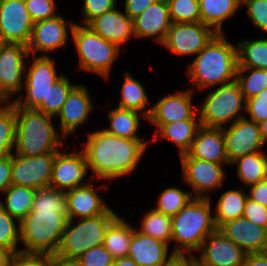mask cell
I'll return each mask as SVG.
<instances>
[{"instance_id": "d4e9b609", "label": "cell", "mask_w": 267, "mask_h": 266, "mask_svg": "<svg viewBox=\"0 0 267 266\" xmlns=\"http://www.w3.org/2000/svg\"><path fill=\"white\" fill-rule=\"evenodd\" d=\"M187 154L195 159L217 164H229L223 130L201 126Z\"/></svg>"}, {"instance_id": "74e56055", "label": "cell", "mask_w": 267, "mask_h": 266, "mask_svg": "<svg viewBox=\"0 0 267 266\" xmlns=\"http://www.w3.org/2000/svg\"><path fill=\"white\" fill-rule=\"evenodd\" d=\"M70 80L69 76L67 77L63 74L57 81H55L52 87H50V90L47 93L46 102H41L35 110L56 118L60 113L68 94L78 84H74Z\"/></svg>"}, {"instance_id": "60d3db41", "label": "cell", "mask_w": 267, "mask_h": 266, "mask_svg": "<svg viewBox=\"0 0 267 266\" xmlns=\"http://www.w3.org/2000/svg\"><path fill=\"white\" fill-rule=\"evenodd\" d=\"M0 246L20 251V222L0 206Z\"/></svg>"}, {"instance_id": "8fae6325", "label": "cell", "mask_w": 267, "mask_h": 266, "mask_svg": "<svg viewBox=\"0 0 267 266\" xmlns=\"http://www.w3.org/2000/svg\"><path fill=\"white\" fill-rule=\"evenodd\" d=\"M64 17L60 13L55 17L34 23L27 45L30 55L52 56L56 51L59 52L58 50L68 47L75 21L71 19L67 21Z\"/></svg>"}, {"instance_id": "c3c4849f", "label": "cell", "mask_w": 267, "mask_h": 266, "mask_svg": "<svg viewBox=\"0 0 267 266\" xmlns=\"http://www.w3.org/2000/svg\"><path fill=\"white\" fill-rule=\"evenodd\" d=\"M55 260L49 254L19 251L14 254L11 266H52Z\"/></svg>"}, {"instance_id": "11a10c76", "label": "cell", "mask_w": 267, "mask_h": 266, "mask_svg": "<svg viewBox=\"0 0 267 266\" xmlns=\"http://www.w3.org/2000/svg\"><path fill=\"white\" fill-rule=\"evenodd\" d=\"M243 266H267V251L247 254Z\"/></svg>"}, {"instance_id": "f907efd6", "label": "cell", "mask_w": 267, "mask_h": 266, "mask_svg": "<svg viewBox=\"0 0 267 266\" xmlns=\"http://www.w3.org/2000/svg\"><path fill=\"white\" fill-rule=\"evenodd\" d=\"M157 0H123V11L133 20Z\"/></svg>"}, {"instance_id": "ba28073f", "label": "cell", "mask_w": 267, "mask_h": 266, "mask_svg": "<svg viewBox=\"0 0 267 266\" xmlns=\"http://www.w3.org/2000/svg\"><path fill=\"white\" fill-rule=\"evenodd\" d=\"M207 90L201 91L207 95L198 104L201 126L222 129L246 116V100L236 80Z\"/></svg>"}, {"instance_id": "94428289", "label": "cell", "mask_w": 267, "mask_h": 266, "mask_svg": "<svg viewBox=\"0 0 267 266\" xmlns=\"http://www.w3.org/2000/svg\"><path fill=\"white\" fill-rule=\"evenodd\" d=\"M6 43L4 42L3 38L0 35V50L1 48L5 45Z\"/></svg>"}, {"instance_id": "cb8c5ba5", "label": "cell", "mask_w": 267, "mask_h": 266, "mask_svg": "<svg viewBox=\"0 0 267 266\" xmlns=\"http://www.w3.org/2000/svg\"><path fill=\"white\" fill-rule=\"evenodd\" d=\"M218 230L246 254L267 251V229L243 216L222 224Z\"/></svg>"}, {"instance_id": "ac0fdd59", "label": "cell", "mask_w": 267, "mask_h": 266, "mask_svg": "<svg viewBox=\"0 0 267 266\" xmlns=\"http://www.w3.org/2000/svg\"><path fill=\"white\" fill-rule=\"evenodd\" d=\"M222 130L229 164L239 157L261 152V149L265 148L259 124L246 117L236 120Z\"/></svg>"}, {"instance_id": "d6a6232c", "label": "cell", "mask_w": 267, "mask_h": 266, "mask_svg": "<svg viewBox=\"0 0 267 266\" xmlns=\"http://www.w3.org/2000/svg\"><path fill=\"white\" fill-rule=\"evenodd\" d=\"M134 224L119 215L106 231L103 246L113 258L128 257Z\"/></svg>"}, {"instance_id": "52a82bcc", "label": "cell", "mask_w": 267, "mask_h": 266, "mask_svg": "<svg viewBox=\"0 0 267 266\" xmlns=\"http://www.w3.org/2000/svg\"><path fill=\"white\" fill-rule=\"evenodd\" d=\"M71 41L78 53V70L91 72L109 82L113 65L123 49L77 22L73 26Z\"/></svg>"}, {"instance_id": "5b68a950", "label": "cell", "mask_w": 267, "mask_h": 266, "mask_svg": "<svg viewBox=\"0 0 267 266\" xmlns=\"http://www.w3.org/2000/svg\"><path fill=\"white\" fill-rule=\"evenodd\" d=\"M212 206L210 198H192L171 217L174 253L195 255L204 240L217 229Z\"/></svg>"}, {"instance_id": "6f0895ef", "label": "cell", "mask_w": 267, "mask_h": 266, "mask_svg": "<svg viewBox=\"0 0 267 266\" xmlns=\"http://www.w3.org/2000/svg\"><path fill=\"white\" fill-rule=\"evenodd\" d=\"M112 266H139L132 258L121 257L113 260Z\"/></svg>"}, {"instance_id": "f5cc1de1", "label": "cell", "mask_w": 267, "mask_h": 266, "mask_svg": "<svg viewBox=\"0 0 267 266\" xmlns=\"http://www.w3.org/2000/svg\"><path fill=\"white\" fill-rule=\"evenodd\" d=\"M247 189L250 199L267 207V179L251 185Z\"/></svg>"}, {"instance_id": "db71d44e", "label": "cell", "mask_w": 267, "mask_h": 266, "mask_svg": "<svg viewBox=\"0 0 267 266\" xmlns=\"http://www.w3.org/2000/svg\"><path fill=\"white\" fill-rule=\"evenodd\" d=\"M162 266H196V262L194 255L175 253Z\"/></svg>"}, {"instance_id": "f35d334b", "label": "cell", "mask_w": 267, "mask_h": 266, "mask_svg": "<svg viewBox=\"0 0 267 266\" xmlns=\"http://www.w3.org/2000/svg\"><path fill=\"white\" fill-rule=\"evenodd\" d=\"M158 195L153 209L171 217L193 198L189 190L185 191L178 186L167 187Z\"/></svg>"}, {"instance_id": "44dd1931", "label": "cell", "mask_w": 267, "mask_h": 266, "mask_svg": "<svg viewBox=\"0 0 267 266\" xmlns=\"http://www.w3.org/2000/svg\"><path fill=\"white\" fill-rule=\"evenodd\" d=\"M95 181L90 179L87 184L66 191L68 219L96 217L110 208L104 195L100 194V189H108L110 183L103 182L97 186L96 183L100 180Z\"/></svg>"}, {"instance_id": "d590c367", "label": "cell", "mask_w": 267, "mask_h": 266, "mask_svg": "<svg viewBox=\"0 0 267 266\" xmlns=\"http://www.w3.org/2000/svg\"><path fill=\"white\" fill-rule=\"evenodd\" d=\"M135 229L146 236L163 241L171 247L172 218L153 208L142 216L138 228Z\"/></svg>"}, {"instance_id": "bcb514c9", "label": "cell", "mask_w": 267, "mask_h": 266, "mask_svg": "<svg viewBox=\"0 0 267 266\" xmlns=\"http://www.w3.org/2000/svg\"><path fill=\"white\" fill-rule=\"evenodd\" d=\"M81 25H87L94 18L117 7V0H82Z\"/></svg>"}, {"instance_id": "7c38bea8", "label": "cell", "mask_w": 267, "mask_h": 266, "mask_svg": "<svg viewBox=\"0 0 267 266\" xmlns=\"http://www.w3.org/2000/svg\"><path fill=\"white\" fill-rule=\"evenodd\" d=\"M30 53L27 46L6 43L0 50V101L12 102L22 91L26 64Z\"/></svg>"}, {"instance_id": "1f68e13d", "label": "cell", "mask_w": 267, "mask_h": 266, "mask_svg": "<svg viewBox=\"0 0 267 266\" xmlns=\"http://www.w3.org/2000/svg\"><path fill=\"white\" fill-rule=\"evenodd\" d=\"M266 151L248 154L234 160L230 165L236 167V176L246 190L249 186L267 179Z\"/></svg>"}, {"instance_id": "4dcf8cb0", "label": "cell", "mask_w": 267, "mask_h": 266, "mask_svg": "<svg viewBox=\"0 0 267 266\" xmlns=\"http://www.w3.org/2000/svg\"><path fill=\"white\" fill-rule=\"evenodd\" d=\"M246 188L239 187L238 189H227L220 194L214 213V222L218 229L222 224L234 220L238 217H242L244 213V207L248 198V192Z\"/></svg>"}, {"instance_id": "f1b7e54d", "label": "cell", "mask_w": 267, "mask_h": 266, "mask_svg": "<svg viewBox=\"0 0 267 266\" xmlns=\"http://www.w3.org/2000/svg\"><path fill=\"white\" fill-rule=\"evenodd\" d=\"M201 22L217 34H223L225 21L236 17L242 8L240 0H198Z\"/></svg>"}, {"instance_id": "6da1fadb", "label": "cell", "mask_w": 267, "mask_h": 266, "mask_svg": "<svg viewBox=\"0 0 267 266\" xmlns=\"http://www.w3.org/2000/svg\"><path fill=\"white\" fill-rule=\"evenodd\" d=\"M67 220L65 191L51 186L35 190L32 209L20 222V251L54 256Z\"/></svg>"}, {"instance_id": "484cf974", "label": "cell", "mask_w": 267, "mask_h": 266, "mask_svg": "<svg viewBox=\"0 0 267 266\" xmlns=\"http://www.w3.org/2000/svg\"><path fill=\"white\" fill-rule=\"evenodd\" d=\"M163 241L141 234L134 229L128 257L139 266H162L175 253Z\"/></svg>"}, {"instance_id": "f546056e", "label": "cell", "mask_w": 267, "mask_h": 266, "mask_svg": "<svg viewBox=\"0 0 267 266\" xmlns=\"http://www.w3.org/2000/svg\"><path fill=\"white\" fill-rule=\"evenodd\" d=\"M122 80L120 98L115 106L139 112L148 119L152 106L149 107L150 100L145 87L128 71H124Z\"/></svg>"}, {"instance_id": "4316f807", "label": "cell", "mask_w": 267, "mask_h": 266, "mask_svg": "<svg viewBox=\"0 0 267 266\" xmlns=\"http://www.w3.org/2000/svg\"><path fill=\"white\" fill-rule=\"evenodd\" d=\"M200 127V119L179 120L164 124L155 134L151 135L152 138H148H150L151 145L162 140L172 142L176 145L180 156L190 150Z\"/></svg>"}, {"instance_id": "9f6ffc18", "label": "cell", "mask_w": 267, "mask_h": 266, "mask_svg": "<svg viewBox=\"0 0 267 266\" xmlns=\"http://www.w3.org/2000/svg\"><path fill=\"white\" fill-rule=\"evenodd\" d=\"M14 253L3 246H0V266H11Z\"/></svg>"}, {"instance_id": "b9f144b4", "label": "cell", "mask_w": 267, "mask_h": 266, "mask_svg": "<svg viewBox=\"0 0 267 266\" xmlns=\"http://www.w3.org/2000/svg\"><path fill=\"white\" fill-rule=\"evenodd\" d=\"M172 23L201 22L198 0H166Z\"/></svg>"}, {"instance_id": "681fc988", "label": "cell", "mask_w": 267, "mask_h": 266, "mask_svg": "<svg viewBox=\"0 0 267 266\" xmlns=\"http://www.w3.org/2000/svg\"><path fill=\"white\" fill-rule=\"evenodd\" d=\"M243 217L256 225L267 229V207L260 205L249 197L245 203Z\"/></svg>"}, {"instance_id": "e575fe53", "label": "cell", "mask_w": 267, "mask_h": 266, "mask_svg": "<svg viewBox=\"0 0 267 266\" xmlns=\"http://www.w3.org/2000/svg\"><path fill=\"white\" fill-rule=\"evenodd\" d=\"M238 67L267 70V36L236 42Z\"/></svg>"}, {"instance_id": "7402d4cb", "label": "cell", "mask_w": 267, "mask_h": 266, "mask_svg": "<svg viewBox=\"0 0 267 266\" xmlns=\"http://www.w3.org/2000/svg\"><path fill=\"white\" fill-rule=\"evenodd\" d=\"M172 21L166 0H157L133 19L135 40L151 39L160 46L164 43Z\"/></svg>"}, {"instance_id": "277c9868", "label": "cell", "mask_w": 267, "mask_h": 266, "mask_svg": "<svg viewBox=\"0 0 267 266\" xmlns=\"http://www.w3.org/2000/svg\"><path fill=\"white\" fill-rule=\"evenodd\" d=\"M15 115V154L37 156L67 147V139L54 123L55 117L22 107H15Z\"/></svg>"}, {"instance_id": "836d02e7", "label": "cell", "mask_w": 267, "mask_h": 266, "mask_svg": "<svg viewBox=\"0 0 267 266\" xmlns=\"http://www.w3.org/2000/svg\"><path fill=\"white\" fill-rule=\"evenodd\" d=\"M35 189L11 185L0 198V206L11 216L21 222L31 211Z\"/></svg>"}, {"instance_id": "8992f818", "label": "cell", "mask_w": 267, "mask_h": 266, "mask_svg": "<svg viewBox=\"0 0 267 266\" xmlns=\"http://www.w3.org/2000/svg\"><path fill=\"white\" fill-rule=\"evenodd\" d=\"M118 216L119 213L110 207L96 217L68 219L54 258L73 263L90 248L103 245L107 229Z\"/></svg>"}, {"instance_id": "91938a15", "label": "cell", "mask_w": 267, "mask_h": 266, "mask_svg": "<svg viewBox=\"0 0 267 266\" xmlns=\"http://www.w3.org/2000/svg\"><path fill=\"white\" fill-rule=\"evenodd\" d=\"M52 266H76V265L72 262H63L60 260H55Z\"/></svg>"}, {"instance_id": "5bb4252c", "label": "cell", "mask_w": 267, "mask_h": 266, "mask_svg": "<svg viewBox=\"0 0 267 266\" xmlns=\"http://www.w3.org/2000/svg\"><path fill=\"white\" fill-rule=\"evenodd\" d=\"M195 92L189 87L172 94H165L153 103L147 119L154 125V134L164 125L179 120L200 119L198 105L193 104Z\"/></svg>"}, {"instance_id": "7dc6e473", "label": "cell", "mask_w": 267, "mask_h": 266, "mask_svg": "<svg viewBox=\"0 0 267 266\" xmlns=\"http://www.w3.org/2000/svg\"><path fill=\"white\" fill-rule=\"evenodd\" d=\"M249 120L260 123L267 120V88L257 96L246 100V113Z\"/></svg>"}, {"instance_id": "ffe728a7", "label": "cell", "mask_w": 267, "mask_h": 266, "mask_svg": "<svg viewBox=\"0 0 267 266\" xmlns=\"http://www.w3.org/2000/svg\"><path fill=\"white\" fill-rule=\"evenodd\" d=\"M195 255L196 266H243L247 254L216 229Z\"/></svg>"}, {"instance_id": "e0dca14e", "label": "cell", "mask_w": 267, "mask_h": 266, "mask_svg": "<svg viewBox=\"0 0 267 266\" xmlns=\"http://www.w3.org/2000/svg\"><path fill=\"white\" fill-rule=\"evenodd\" d=\"M92 96L87 86L80 82L68 94L60 113L56 116L59 121L58 129L67 139L69 136H75V133L81 126L88 123L90 115L95 111Z\"/></svg>"}, {"instance_id": "83f0119b", "label": "cell", "mask_w": 267, "mask_h": 266, "mask_svg": "<svg viewBox=\"0 0 267 266\" xmlns=\"http://www.w3.org/2000/svg\"><path fill=\"white\" fill-rule=\"evenodd\" d=\"M115 108L107 109V118L109 126L103 127L107 133L126 139H146L138 133L141 130V120L147 122V118L136 111L128 110L114 106ZM140 128V129H139Z\"/></svg>"}, {"instance_id": "680465c9", "label": "cell", "mask_w": 267, "mask_h": 266, "mask_svg": "<svg viewBox=\"0 0 267 266\" xmlns=\"http://www.w3.org/2000/svg\"><path fill=\"white\" fill-rule=\"evenodd\" d=\"M259 127H260V134H261V138L263 140V143L267 144V120L262 121L259 123Z\"/></svg>"}, {"instance_id": "f6af8a7d", "label": "cell", "mask_w": 267, "mask_h": 266, "mask_svg": "<svg viewBox=\"0 0 267 266\" xmlns=\"http://www.w3.org/2000/svg\"><path fill=\"white\" fill-rule=\"evenodd\" d=\"M113 260L111 253L103 245H99L87 250L73 263L76 266H112Z\"/></svg>"}, {"instance_id": "7bdbcfd3", "label": "cell", "mask_w": 267, "mask_h": 266, "mask_svg": "<svg viewBox=\"0 0 267 266\" xmlns=\"http://www.w3.org/2000/svg\"><path fill=\"white\" fill-rule=\"evenodd\" d=\"M24 2L34 23L60 14L56 0H24Z\"/></svg>"}, {"instance_id": "9c48e42d", "label": "cell", "mask_w": 267, "mask_h": 266, "mask_svg": "<svg viewBox=\"0 0 267 266\" xmlns=\"http://www.w3.org/2000/svg\"><path fill=\"white\" fill-rule=\"evenodd\" d=\"M55 61L52 56H29L22 91L12 101L15 107L36 109L46 102L50 87L63 75Z\"/></svg>"}, {"instance_id": "8d00e7d4", "label": "cell", "mask_w": 267, "mask_h": 266, "mask_svg": "<svg viewBox=\"0 0 267 266\" xmlns=\"http://www.w3.org/2000/svg\"><path fill=\"white\" fill-rule=\"evenodd\" d=\"M16 115L12 102H0V159L11 156L15 148Z\"/></svg>"}, {"instance_id": "816d5d0a", "label": "cell", "mask_w": 267, "mask_h": 266, "mask_svg": "<svg viewBox=\"0 0 267 266\" xmlns=\"http://www.w3.org/2000/svg\"><path fill=\"white\" fill-rule=\"evenodd\" d=\"M12 155L0 159V198L11 186Z\"/></svg>"}, {"instance_id": "7a4b0ae2", "label": "cell", "mask_w": 267, "mask_h": 266, "mask_svg": "<svg viewBox=\"0 0 267 266\" xmlns=\"http://www.w3.org/2000/svg\"><path fill=\"white\" fill-rule=\"evenodd\" d=\"M81 142L91 178L107 181L123 179L139 167L151 146L150 139H126L107 133L103 129L86 133Z\"/></svg>"}, {"instance_id": "9a60e30c", "label": "cell", "mask_w": 267, "mask_h": 266, "mask_svg": "<svg viewBox=\"0 0 267 266\" xmlns=\"http://www.w3.org/2000/svg\"><path fill=\"white\" fill-rule=\"evenodd\" d=\"M217 33L202 22L172 23L161 47L181 57H195Z\"/></svg>"}, {"instance_id": "4fadbf2b", "label": "cell", "mask_w": 267, "mask_h": 266, "mask_svg": "<svg viewBox=\"0 0 267 266\" xmlns=\"http://www.w3.org/2000/svg\"><path fill=\"white\" fill-rule=\"evenodd\" d=\"M58 152L37 156L12 154L11 185L35 190L50 186L53 164Z\"/></svg>"}, {"instance_id": "ee69618b", "label": "cell", "mask_w": 267, "mask_h": 266, "mask_svg": "<svg viewBox=\"0 0 267 266\" xmlns=\"http://www.w3.org/2000/svg\"><path fill=\"white\" fill-rule=\"evenodd\" d=\"M241 6L247 7L246 15L251 24L267 35V0H243Z\"/></svg>"}, {"instance_id": "3957f363", "label": "cell", "mask_w": 267, "mask_h": 266, "mask_svg": "<svg viewBox=\"0 0 267 266\" xmlns=\"http://www.w3.org/2000/svg\"><path fill=\"white\" fill-rule=\"evenodd\" d=\"M238 69L237 44L229 41L225 33L216 34L194 57L186 69L192 89L201 91L231 83L236 80Z\"/></svg>"}, {"instance_id": "603a6c76", "label": "cell", "mask_w": 267, "mask_h": 266, "mask_svg": "<svg viewBox=\"0 0 267 266\" xmlns=\"http://www.w3.org/2000/svg\"><path fill=\"white\" fill-rule=\"evenodd\" d=\"M117 6L91 20L88 26L105 40L115 43L121 49L130 40H134L133 20Z\"/></svg>"}, {"instance_id": "d6986e66", "label": "cell", "mask_w": 267, "mask_h": 266, "mask_svg": "<svg viewBox=\"0 0 267 266\" xmlns=\"http://www.w3.org/2000/svg\"><path fill=\"white\" fill-rule=\"evenodd\" d=\"M33 25L24 0H0V35L5 43L27 46Z\"/></svg>"}, {"instance_id": "2e32d148", "label": "cell", "mask_w": 267, "mask_h": 266, "mask_svg": "<svg viewBox=\"0 0 267 266\" xmlns=\"http://www.w3.org/2000/svg\"><path fill=\"white\" fill-rule=\"evenodd\" d=\"M76 147L77 146H74L72 151H67V148L65 149V147H63V149L56 154L50 180L51 187L66 192L83 186L90 181L89 179H92L88 170L85 154L81 149Z\"/></svg>"}, {"instance_id": "ab89813d", "label": "cell", "mask_w": 267, "mask_h": 266, "mask_svg": "<svg viewBox=\"0 0 267 266\" xmlns=\"http://www.w3.org/2000/svg\"><path fill=\"white\" fill-rule=\"evenodd\" d=\"M236 81L245 100H248L267 88V70L238 67Z\"/></svg>"}, {"instance_id": "30bf717a", "label": "cell", "mask_w": 267, "mask_h": 266, "mask_svg": "<svg viewBox=\"0 0 267 266\" xmlns=\"http://www.w3.org/2000/svg\"><path fill=\"white\" fill-rule=\"evenodd\" d=\"M182 180L190 187L193 198H212L211 193L224 187L226 170L224 166L200 159L191 158L187 153L179 156Z\"/></svg>"}]
</instances>
